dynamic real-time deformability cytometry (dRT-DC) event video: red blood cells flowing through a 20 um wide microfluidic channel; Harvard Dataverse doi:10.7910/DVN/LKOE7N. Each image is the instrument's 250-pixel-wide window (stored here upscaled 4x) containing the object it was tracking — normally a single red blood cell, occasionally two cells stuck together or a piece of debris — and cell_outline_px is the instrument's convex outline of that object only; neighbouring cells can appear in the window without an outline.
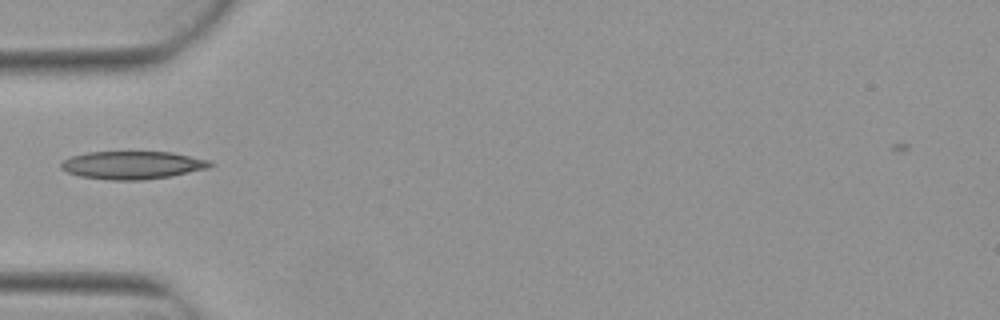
{"species": "Egyptian fruit bat (a non-hibernating species)", "species_latin": "Rousettus aegyptiacus", "temperature_condition": "warm", "stored_images_in_passage": 1, "camera_frame_rate_fps": 3000, "um_per_image_px": 0.085, "animal": {"sex": "female"}, "frame": {"image": 1, "passage_image": 1, "time_ms": 0.0, "image_size_px": [1000, 320], "cell_outline_px": [[216, 164], [208, 168], [168, 176], [140, 180], [112, 180], [80, 176], [68, 172], [60, 168], [60, 164], [64, 160], [72, 156], [88, 152], [172, 152], [212, 160]], "centroid_in_image_um": [11.29, 14.02], "position_along_channel_um": 73.7, "area_um2": 24.16}}